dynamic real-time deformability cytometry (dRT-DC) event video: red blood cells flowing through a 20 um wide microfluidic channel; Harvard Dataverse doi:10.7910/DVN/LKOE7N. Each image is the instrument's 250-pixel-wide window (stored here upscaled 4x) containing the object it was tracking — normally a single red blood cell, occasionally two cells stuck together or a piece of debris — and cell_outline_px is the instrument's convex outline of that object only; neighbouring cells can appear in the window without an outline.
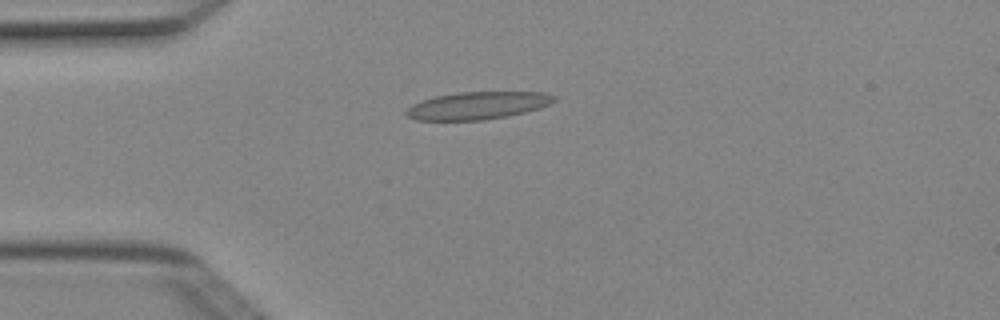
{"species": "Egyptian fruit bat (a non-hibernating species)", "species_latin": "Rousettus aegyptiacus", "temperature_condition": "cold", "stored_images_in_passage": 1, "camera_frame_rate_fps": 3000, "um_per_image_px": 0.085, "animal": {"sex": "female"}, "frame": {"image": 1, "passage_image": 1, "time_ms": 0.0, "image_size_px": [1000, 320], "cell_outline_px": [[560, 100], [540, 108], [508, 116], [484, 120], [416, 120], [408, 116], [404, 112], [412, 104], [436, 96], [460, 92], [544, 92], [560, 96]], "centroid_in_image_um": [40.69, 8.96], "position_along_channel_um": 44.3, "area_um2": 23.87}}